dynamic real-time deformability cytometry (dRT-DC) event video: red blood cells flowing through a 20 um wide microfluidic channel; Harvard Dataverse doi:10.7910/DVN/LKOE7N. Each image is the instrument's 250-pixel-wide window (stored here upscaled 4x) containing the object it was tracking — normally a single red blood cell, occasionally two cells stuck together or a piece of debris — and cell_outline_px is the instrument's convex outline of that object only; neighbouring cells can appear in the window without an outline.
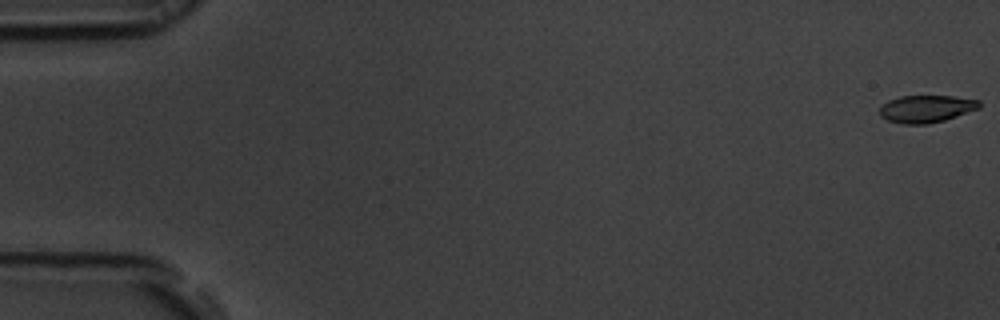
{"species": "common noctule bat (a hibernating species)", "species_latin": "Nyctalus noctula", "temperature_condition": "room temperature", "stored_images_in_passage": 11, "camera_frame_rate_fps": 3000, "um_per_image_px": 0.085, "animal": {"sex": "male", "body_mass_g": 19.5, "forearm_length_mm": 54.6}, "frame": {"image": 1, "passage_image": 1, "time_ms": 0.0, "image_size_px": [1000, 320], "cell_outline_px": [[980, 108], [944, 120], [924, 124], [900, 124], [888, 120], [880, 116], [880, 108], [888, 100], [900, 96], [952, 96], [980, 100]], "centroid_in_image_um": [78.73, 9.24], "position_along_channel_um": 6.3, "area_um2": 15.78}}